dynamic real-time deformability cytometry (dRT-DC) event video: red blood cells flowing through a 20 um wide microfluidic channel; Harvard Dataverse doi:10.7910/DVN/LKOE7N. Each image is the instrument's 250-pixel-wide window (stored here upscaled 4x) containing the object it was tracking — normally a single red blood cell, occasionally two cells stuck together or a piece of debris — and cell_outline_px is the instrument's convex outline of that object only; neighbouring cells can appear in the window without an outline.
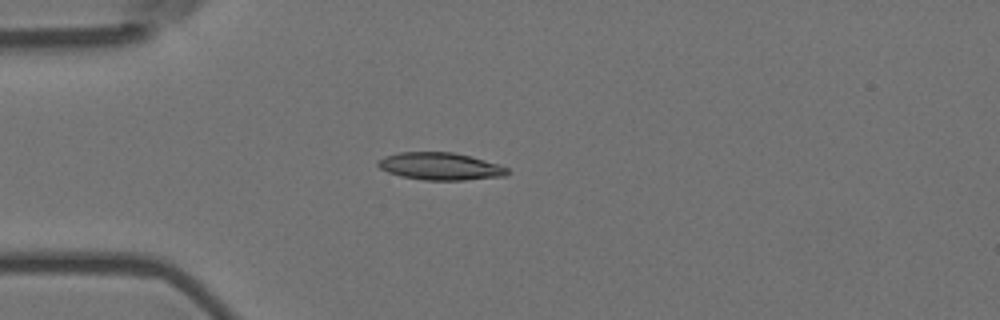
{"species": "Egyptian fruit bat (a non-hibernating species)", "species_latin": "Rousettus aegyptiacus", "temperature_condition": "room temperature", "stored_images_in_passage": 3, "camera_frame_rate_fps": 3000, "um_per_image_px": 0.085, "animal": {"sex": "female"}, "frame": {"image": 1, "passage_image": 3, "time_ms": 0.667, "image_size_px": [1000, 320], "cell_outline_px": [[508, 172], [504, 176], [464, 180], [424, 180], [400, 176], [388, 172], [380, 168], [376, 164], [376, 160], [384, 156], [400, 152], [452, 152], [500, 164], [508, 168]], "centroid_in_image_um": [37.38, 14.13], "position_along_channel_um": 47.6, "area_um2": 20.63}}